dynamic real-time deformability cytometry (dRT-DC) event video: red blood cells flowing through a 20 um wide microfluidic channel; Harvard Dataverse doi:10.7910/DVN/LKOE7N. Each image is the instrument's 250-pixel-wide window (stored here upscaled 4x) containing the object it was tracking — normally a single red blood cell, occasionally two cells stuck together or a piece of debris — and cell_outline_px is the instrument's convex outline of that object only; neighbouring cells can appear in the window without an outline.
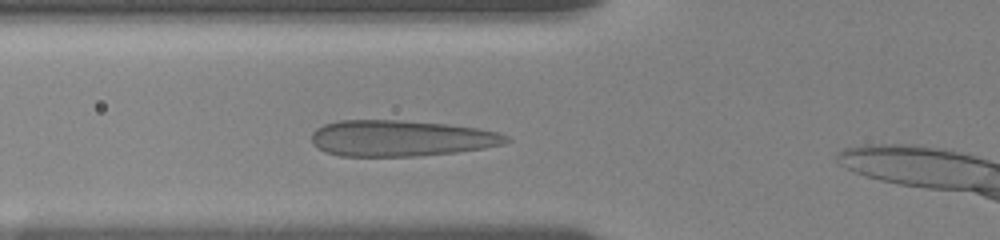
{"species": "human", "species_latin": "Homo sapiens", "temperature_condition": "room temperature", "stored_images_in_passage": 35, "camera_frame_rate_fps": 3000, "um_per_image_px": 0.085, "donor": {"sex": "female"}, "frame": {"image": 1, "passage_image": 7, "time_ms": 2.0, "image_size_px": [1000, 240], "cell_outline_px": [[512, 140], [504, 144], [484, 148], [456, 152], [416, 156], [340, 156], [324, 152], [312, 144], [312, 132], [316, 128], [324, 124], [340, 120], [400, 120], [448, 124], [476, 128], [496, 132], [508, 136]], "centroid_in_image_um": [34.05, 11.75], "position_along_channel_um": 91.7, "area_um2": 41.1}}
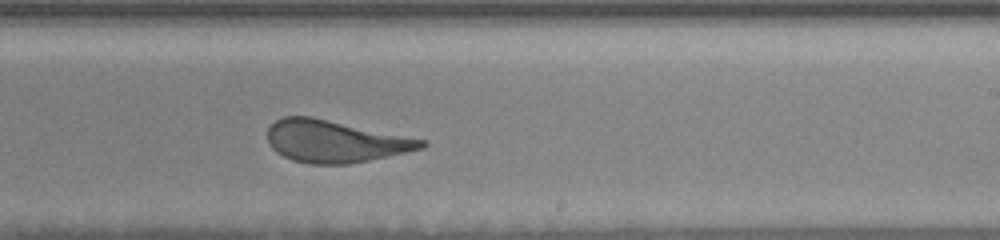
{"frame": {"image": 2, "passage_image": 21, "time_ms": 6.667, "image_size_px": [1000, 240], "cell_outline_px": [[428, 144], [424, 148], [408, 152], [348, 164], [312, 164], [292, 160], [276, 152], [268, 144], [268, 128], [276, 120], [284, 116], [312, 116], [428, 140]], "centroid_in_image_um": [28.5, 12.0], "position_along_channel_um": 260.5, "area_um2": 37.97}}
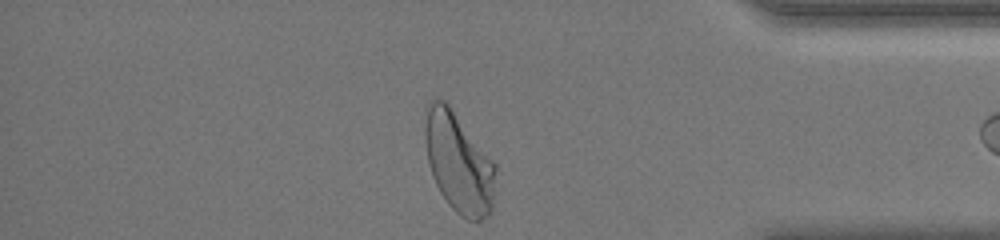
{"frame": {"image": 3, "passage_image": 34, "time_ms": 11.0, "image_size_px": [1000, 240], "cell_outline_px": [[496, 172], [492, 212], [488, 216], [480, 220], [468, 220], [460, 216], [448, 204], [440, 192], [432, 176], [428, 160], [424, 140], [424, 128], [428, 104], [432, 96], [444, 100], [448, 104], [496, 164]], "centroid_in_image_um": [38.98, 13.84], "position_along_channel_um": 396.2, "area_um2": 41.33}}